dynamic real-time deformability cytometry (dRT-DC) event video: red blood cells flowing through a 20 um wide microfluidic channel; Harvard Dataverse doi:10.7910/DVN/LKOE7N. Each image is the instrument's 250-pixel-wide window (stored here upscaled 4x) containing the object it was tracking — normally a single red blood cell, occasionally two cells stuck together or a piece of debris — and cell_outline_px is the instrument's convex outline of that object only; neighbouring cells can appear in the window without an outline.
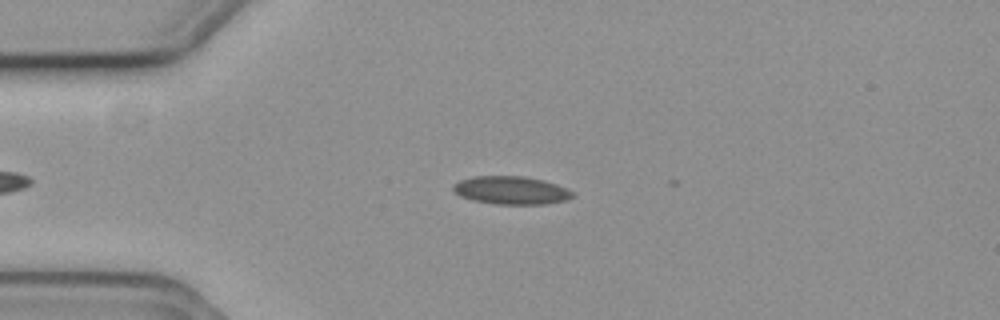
{"species": "common noctule bat (a hibernating species)", "species_latin": "Nyctalus noctula", "temperature_condition": "cold", "stored_images_in_passage": 16, "camera_frame_rate_fps": 3000, "um_per_image_px": 0.085, "animal": {"sex": "female", "body_mass_g": 19.3, "forearm_length_mm": 54.1}, "frame": {"image": 1, "passage_image": 13, "time_ms": 4.0, "image_size_px": [1000, 320], "cell_outline_px": [[572, 196], [564, 200], [544, 204], [496, 204], [472, 200], [460, 196], [452, 188], [452, 184], [460, 180], [476, 176], [524, 176], [544, 180], [556, 184], [572, 192]], "centroid_in_image_um": [43.39, 16.17], "position_along_channel_um": 41.6, "area_um2": 19.31}}